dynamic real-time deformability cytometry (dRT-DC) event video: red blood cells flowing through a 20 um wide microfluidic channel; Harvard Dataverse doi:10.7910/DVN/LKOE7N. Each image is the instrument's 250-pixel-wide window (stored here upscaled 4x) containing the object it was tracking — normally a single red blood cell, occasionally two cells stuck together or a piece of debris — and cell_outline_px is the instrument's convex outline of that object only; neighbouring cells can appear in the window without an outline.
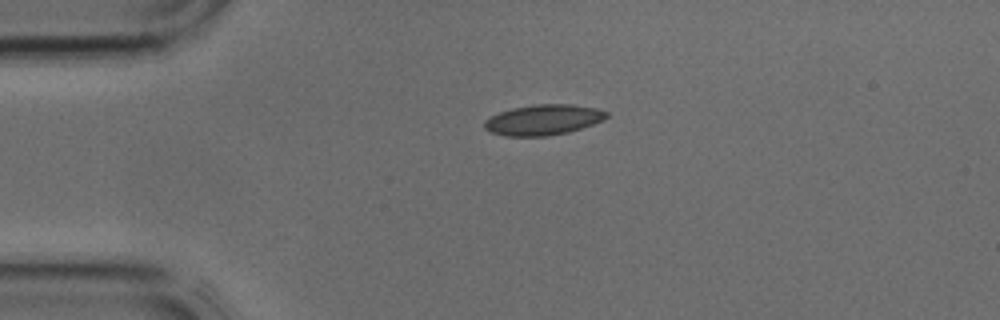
{"species": "common noctule bat (a hibernating species)", "species_latin": "Nyctalus noctula", "temperature_condition": "cold", "stored_images_in_passage": 2, "camera_frame_rate_fps": 3000, "um_per_image_px": 0.085, "animal": {"sex": "male", "body_mass_g": 17.9, "forearm_length_mm": 54.2}, "frame": {"image": 1, "passage_image": 1, "time_ms": 0.0, "image_size_px": [1000, 320], "cell_outline_px": [[608, 116], [604, 120], [568, 132], [548, 136], [504, 136], [492, 132], [484, 128], [484, 120], [500, 112], [512, 108], [536, 104], [568, 104], [596, 108], [608, 112]], "centroid_in_image_um": [46.17, 10.18], "position_along_channel_um": 38.8, "area_um2": 21.56}}
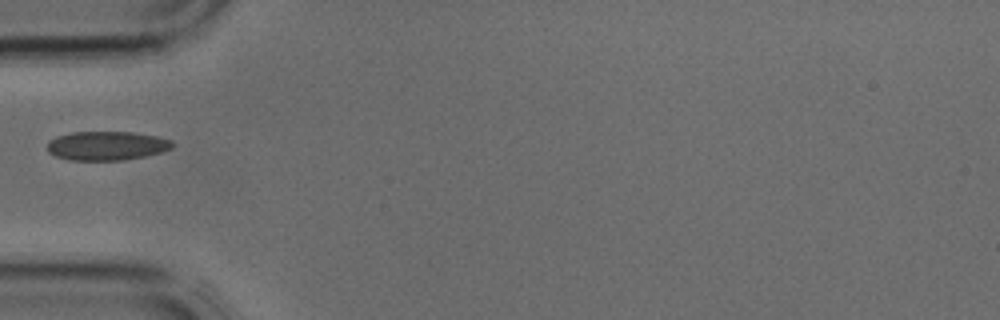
{"frame": {"image": 2, "passage_image": 2, "time_ms": 0.333, "image_size_px": [1000, 320], "cell_outline_px": [[176, 144], [172, 148], [160, 152], [144, 156], [124, 160], [68, 160], [56, 156], [48, 152], [48, 140], [56, 136], [72, 132], [132, 132], [156, 136], [172, 140]], "centroid_in_image_um": [9.07, 12.38], "position_along_channel_um": 75.9, "area_um2": 21.21}}